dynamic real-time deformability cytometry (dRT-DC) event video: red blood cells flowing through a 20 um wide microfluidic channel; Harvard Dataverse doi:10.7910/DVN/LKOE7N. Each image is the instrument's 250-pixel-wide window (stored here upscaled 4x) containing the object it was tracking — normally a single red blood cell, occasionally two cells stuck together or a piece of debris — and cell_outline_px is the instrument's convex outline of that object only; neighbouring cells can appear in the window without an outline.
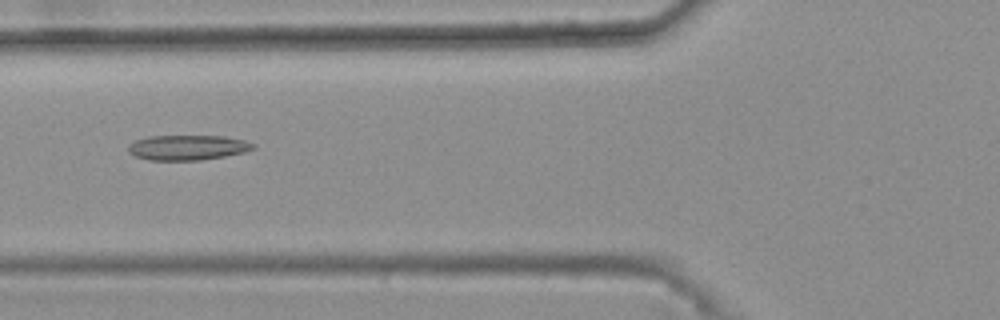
{"species": "common noctule bat (a hibernating species)", "species_latin": "Nyctalus noctula", "temperature_condition": "warm", "stored_images_in_passage": 49, "camera_frame_rate_fps": 3000, "um_per_image_px": 0.085, "animal": {"sex": "female", "body_mass_g": 25.1}, "frame": {"image": 1, "passage_image": 21, "time_ms": 6.667, "image_size_px": [1000, 320], "cell_outline_px": [[256, 148], [244, 152], [224, 156], [200, 160], [148, 160], [136, 156], [128, 152], [128, 148], [136, 140], [148, 136], [224, 136], [244, 140], [256, 144]], "centroid_in_image_um": [15.98, 12.54], "position_along_channel_um": 109.8, "area_um2": 18.15}}
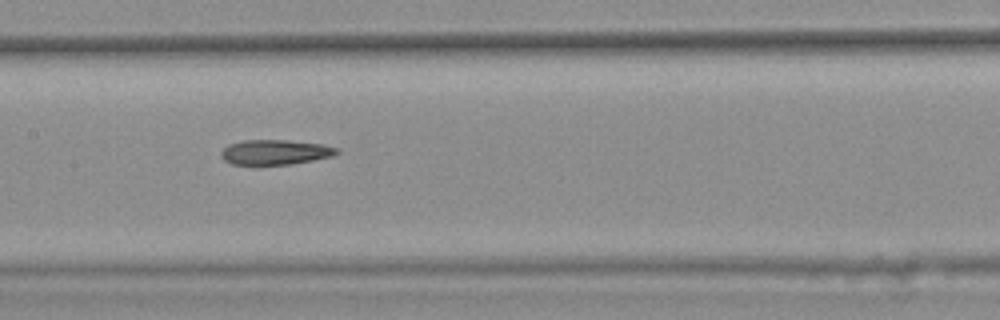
{"frame": {"image": 2, "passage_image": 27, "time_ms": 8.667, "image_size_px": [1000, 320], "cell_outline_px": [[340, 152], [332, 156], [292, 164], [252, 168], [232, 164], [224, 160], [220, 156], [220, 152], [228, 144], [244, 140], [288, 140], [324, 144], [340, 148]], "centroid_in_image_um": [23.34, 12.98], "position_along_channel_um": 184.1, "area_um2": 17.74}}
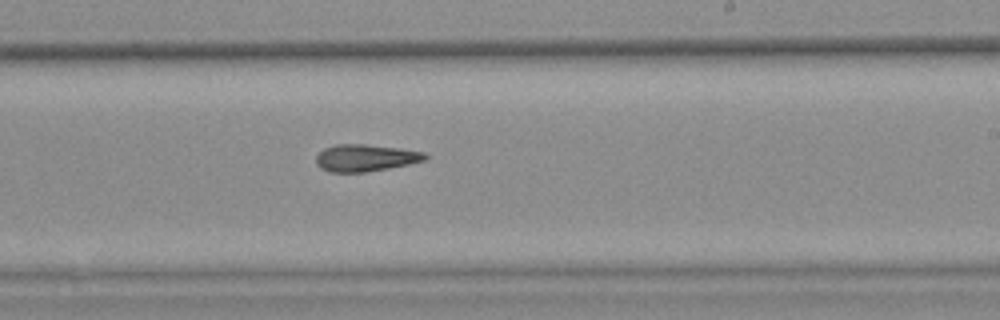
{"frame": {"image": 3, "passage_image": 33, "time_ms": 10.667, "image_size_px": [1000, 320], "cell_outline_px": [[428, 156], [424, 160], [408, 164], [388, 168], [364, 172], [328, 172], [320, 168], [316, 164], [316, 156], [324, 148], [336, 144], [364, 144], [400, 148], [424, 152]], "centroid_in_image_um": [31.03, 13.41], "position_along_channel_um": 258.0, "area_um2": 17.11}, "authors_computed_cell_mechanics": {"area_um2": 17.6868, "velocity_mm_per_s": 3.7027, "shape_relaxation_time_tau1_ms": null, "shape_relaxation_time_tau2_ms": 9.322, "deformation_change_tau1": null, "deformation_change_tau2": 0.2007}}